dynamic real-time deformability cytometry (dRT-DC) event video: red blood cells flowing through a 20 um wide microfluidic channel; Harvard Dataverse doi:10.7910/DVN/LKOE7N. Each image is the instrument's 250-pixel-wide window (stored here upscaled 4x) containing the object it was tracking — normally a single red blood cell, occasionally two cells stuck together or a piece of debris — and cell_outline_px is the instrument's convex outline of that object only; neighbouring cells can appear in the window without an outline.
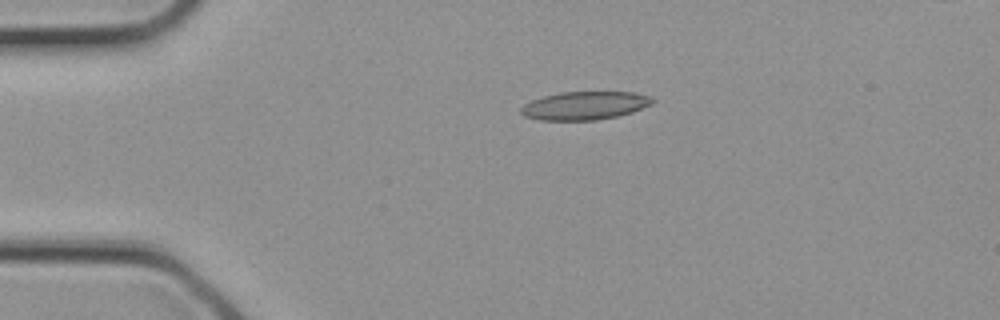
{"species": "common noctule bat (a hibernating species)", "species_latin": "Nyctalus noctula", "temperature_condition": "cold", "stored_images_in_passage": 3, "camera_frame_rate_fps": 3000, "um_per_image_px": 0.085, "animal": {"sex": "female", "body_mass_g": 21.9}, "frame": {"image": 1, "passage_image": 2, "time_ms": 0.333, "image_size_px": [1000, 320], "cell_outline_px": [[656, 100], [652, 104], [632, 112], [616, 116], [596, 120], [540, 120], [524, 116], [520, 112], [520, 108], [524, 104], [532, 100], [544, 96], [560, 92], [636, 92], [652, 96]], "centroid_in_image_um": [49.73, 8.97], "position_along_channel_um": 35.3, "area_um2": 21.73}}